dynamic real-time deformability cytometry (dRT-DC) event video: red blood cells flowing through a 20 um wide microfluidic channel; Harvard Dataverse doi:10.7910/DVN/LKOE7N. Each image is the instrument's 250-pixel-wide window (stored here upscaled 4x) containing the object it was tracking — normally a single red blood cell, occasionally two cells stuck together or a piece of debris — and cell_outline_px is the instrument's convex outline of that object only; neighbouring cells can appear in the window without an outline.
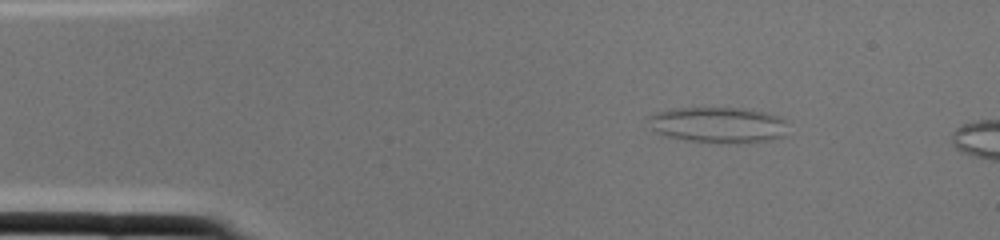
{"species": "common noctule bat (a hibernating species)", "species_latin": "Nyctalus noctula", "temperature_condition": "cold", "stored_images_in_passage": 2, "camera_frame_rate_fps": 3000, "um_per_image_px": 0.085, "animal": {"sex": "female", "body_mass_g": 22.0, "forearm_length_mm": 56.7}, "frame": {"image": 1, "passage_image": 2, "time_ms": 0.333, "image_size_px": [1000, 240], "cell_outline_px": [[788, 120], [784, 136], [772, 140], [720, 144], [684, 140], [664, 136], [656, 132], [652, 128], [644, 116], [656, 112], [676, 108], [740, 108], [764, 112], [780, 116]], "centroid_in_image_um": [61.02, 10.62], "position_along_channel_um": 24.0, "area_um2": 29.65}}